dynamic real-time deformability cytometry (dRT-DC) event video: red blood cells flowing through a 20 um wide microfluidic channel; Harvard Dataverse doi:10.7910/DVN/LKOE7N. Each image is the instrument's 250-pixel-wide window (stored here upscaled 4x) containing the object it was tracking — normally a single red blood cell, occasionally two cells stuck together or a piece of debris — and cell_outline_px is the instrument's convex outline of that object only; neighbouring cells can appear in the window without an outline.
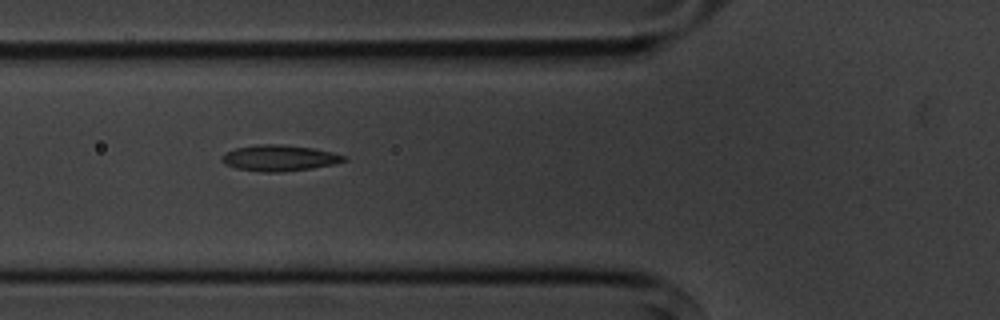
{"species": "common noctule bat (a hibernating species)", "species_latin": "Nyctalus noctula", "temperature_condition": "cold", "stored_images_in_passage": 9, "camera_frame_rate_fps": 3000, "um_per_image_px": 0.085, "animal": {"sex": "male", "body_mass_g": 20.1, "forearm_length_mm": 53.5}, "frame": {"image": 1, "passage_image": 6, "time_ms": 5.667, "image_size_px": [1000, 320], "cell_outline_px": [[348, 160], [332, 164], [312, 168], [280, 172], [260, 172], [236, 168], [224, 164], [220, 160], [220, 156], [224, 152], [236, 148], [260, 144], [284, 144], [312, 148], [332, 152], [348, 156]], "centroid_in_image_um": [23.71, 13.43], "position_along_channel_um": 102.1, "area_um2": 18.67}}
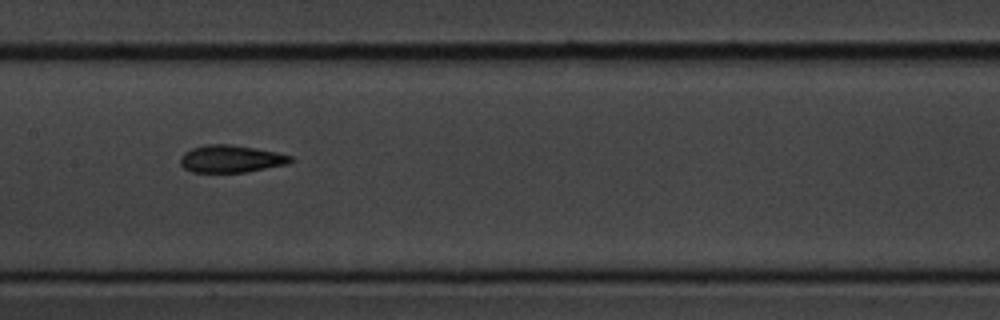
{"frame": {"image": 2, "passage_image": 8, "time_ms": 8.0, "image_size_px": [1000, 320], "cell_outline_px": [[296, 160], [288, 164], [248, 172], [192, 172], [184, 168], [180, 164], [180, 156], [184, 152], [192, 148], [204, 144], [232, 144], [256, 148], [276, 152], [292, 156]], "centroid_in_image_um": [19.65, 13.5], "position_along_channel_um": 187.8, "area_um2": 17.86}}
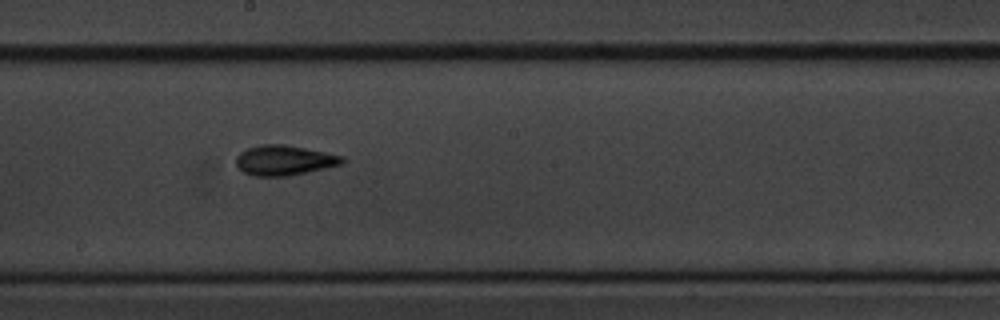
{"frame": {"image": 3, "passage_image": 9, "time_ms": 9.0, "image_size_px": [1000, 320], "cell_outline_px": [[344, 160], [340, 164], [324, 168], [288, 176], [252, 176], [244, 172], [236, 164], [236, 156], [240, 152], [248, 148], [260, 144], [284, 144], [344, 156]], "centroid_in_image_um": [24.12, 13.62], "position_along_channel_um": 224.1, "area_um2": 18.38}}